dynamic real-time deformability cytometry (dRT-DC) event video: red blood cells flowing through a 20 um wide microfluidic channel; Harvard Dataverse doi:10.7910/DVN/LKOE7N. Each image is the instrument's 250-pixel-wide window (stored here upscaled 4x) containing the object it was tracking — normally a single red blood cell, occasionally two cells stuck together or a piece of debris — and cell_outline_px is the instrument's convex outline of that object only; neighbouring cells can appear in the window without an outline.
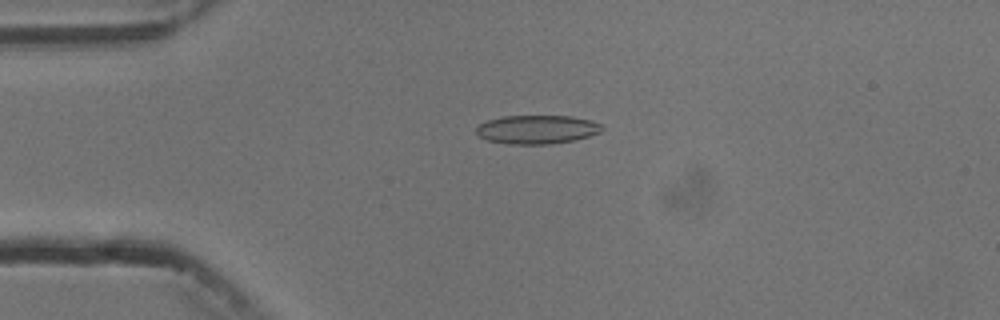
{"species": "common noctule bat (a hibernating species)", "species_latin": "Nyctalus noctula", "temperature_condition": "cold", "stored_images_in_passage": 5, "camera_frame_rate_fps": 3000, "um_per_image_px": 0.085, "animal": {"sex": "male", "body_mass_g": 13.3}, "frame": {"image": 1, "passage_image": 4, "time_ms": 3.333, "image_size_px": [1000, 320], "cell_outline_px": [[604, 128], [600, 132], [588, 136], [572, 140], [548, 144], [508, 144], [488, 140], [480, 136], [476, 132], [476, 128], [480, 124], [488, 120], [500, 116], [572, 116], [592, 120], [600, 124]], "centroid_in_image_um": [45.64, 10.99], "position_along_channel_um": 39.4, "area_um2": 20.92}}